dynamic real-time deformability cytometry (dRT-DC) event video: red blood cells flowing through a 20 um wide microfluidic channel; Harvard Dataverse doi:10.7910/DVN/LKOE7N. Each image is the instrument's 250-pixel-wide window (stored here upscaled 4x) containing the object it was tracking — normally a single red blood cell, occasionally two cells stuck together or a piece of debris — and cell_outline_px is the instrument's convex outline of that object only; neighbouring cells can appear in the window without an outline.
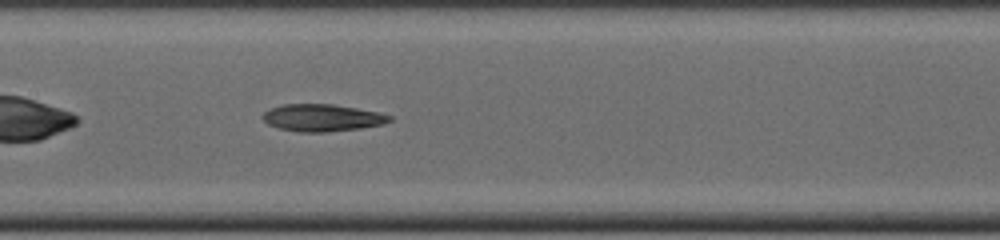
{"species": "common noctule bat (a hibernating species)", "species_latin": "Nyctalus noctula", "temperature_condition": "cold", "stored_images_in_passage": 22, "camera_frame_rate_fps": 3000, "um_per_image_px": 0.085, "animal": {"sex": "male", "body_mass_g": 19.0, "forearm_length_mm": 50.8}, "frame": {"image": 1, "passage_image": 7, "time_ms": 2.0, "image_size_px": [1000, 240], "cell_outline_px": [[392, 120], [384, 124], [360, 128], [328, 132], [300, 132], [280, 128], [268, 124], [260, 116], [264, 112], [272, 108], [284, 104], [332, 104], [356, 108], [376, 112], [392, 116]], "centroid_in_image_um": [27.38, 10.01], "position_along_channel_um": 180.0, "area_um2": 19.94}}
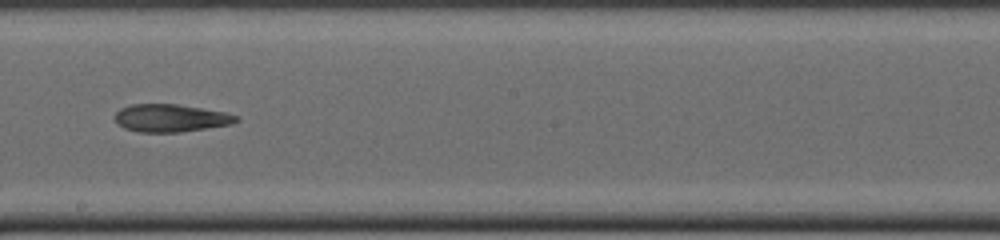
{"frame": {"image": 2, "passage_image": 10, "time_ms": 3.0, "image_size_px": [1000, 240], "cell_outline_px": [[240, 120], [232, 124], [180, 132], [140, 132], [124, 128], [116, 120], [116, 112], [120, 108], [132, 104], [176, 104], [224, 112], [240, 116]], "centroid_in_image_um": [14.54, 10.03], "position_along_channel_um": 233.7, "area_um2": 19.42}}